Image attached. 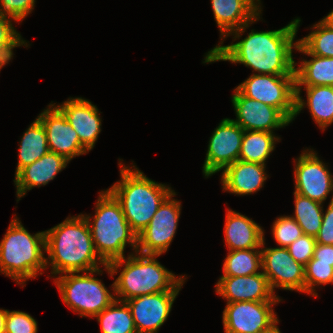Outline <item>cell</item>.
<instances>
[{
    "instance_id": "1",
    "label": "cell",
    "mask_w": 333,
    "mask_h": 333,
    "mask_svg": "<svg viewBox=\"0 0 333 333\" xmlns=\"http://www.w3.org/2000/svg\"><path fill=\"white\" fill-rule=\"evenodd\" d=\"M300 18L287 26L273 31L251 30L244 39L230 45H216L205 55L203 63L230 61L253 69L252 72L267 75H295L297 63L293 60V48Z\"/></svg>"
},
{
    "instance_id": "2",
    "label": "cell",
    "mask_w": 333,
    "mask_h": 333,
    "mask_svg": "<svg viewBox=\"0 0 333 333\" xmlns=\"http://www.w3.org/2000/svg\"><path fill=\"white\" fill-rule=\"evenodd\" d=\"M44 232L45 252L48 254L46 266L51 264L52 275L91 271L99 269L100 264L107 265L95 250L90 227L83 214L67 217Z\"/></svg>"
},
{
    "instance_id": "3",
    "label": "cell",
    "mask_w": 333,
    "mask_h": 333,
    "mask_svg": "<svg viewBox=\"0 0 333 333\" xmlns=\"http://www.w3.org/2000/svg\"><path fill=\"white\" fill-rule=\"evenodd\" d=\"M158 256L160 255L136 252L135 255L129 254L127 259L119 258L104 266L110 276H113L118 273L119 267L124 265V269L111 285L117 300L127 301L157 292L180 291L185 275L179 278L175 276L158 262Z\"/></svg>"
},
{
    "instance_id": "4",
    "label": "cell",
    "mask_w": 333,
    "mask_h": 333,
    "mask_svg": "<svg viewBox=\"0 0 333 333\" xmlns=\"http://www.w3.org/2000/svg\"><path fill=\"white\" fill-rule=\"evenodd\" d=\"M121 180L107 189L120 203L131 230L140 234L150 223L160 204L174 190L146 177L136 166L118 163ZM133 168V169H131Z\"/></svg>"
},
{
    "instance_id": "5",
    "label": "cell",
    "mask_w": 333,
    "mask_h": 333,
    "mask_svg": "<svg viewBox=\"0 0 333 333\" xmlns=\"http://www.w3.org/2000/svg\"><path fill=\"white\" fill-rule=\"evenodd\" d=\"M43 251L45 232L32 235L18 217L13 218L0 242V272L23 285L47 268Z\"/></svg>"
},
{
    "instance_id": "6",
    "label": "cell",
    "mask_w": 333,
    "mask_h": 333,
    "mask_svg": "<svg viewBox=\"0 0 333 333\" xmlns=\"http://www.w3.org/2000/svg\"><path fill=\"white\" fill-rule=\"evenodd\" d=\"M95 216L91 224L90 215H84L88 221L95 250L108 264L123 258L124 249L129 243L137 252V235L131 230L120 203L108 191H101L95 206ZM92 225V226H91Z\"/></svg>"
},
{
    "instance_id": "7",
    "label": "cell",
    "mask_w": 333,
    "mask_h": 333,
    "mask_svg": "<svg viewBox=\"0 0 333 333\" xmlns=\"http://www.w3.org/2000/svg\"><path fill=\"white\" fill-rule=\"evenodd\" d=\"M102 270L65 273L55 278L62 301L81 317H94L116 300L104 283L92 276Z\"/></svg>"
},
{
    "instance_id": "8",
    "label": "cell",
    "mask_w": 333,
    "mask_h": 333,
    "mask_svg": "<svg viewBox=\"0 0 333 333\" xmlns=\"http://www.w3.org/2000/svg\"><path fill=\"white\" fill-rule=\"evenodd\" d=\"M236 88L250 99L277 108L290 122L295 119V75L253 73Z\"/></svg>"
},
{
    "instance_id": "9",
    "label": "cell",
    "mask_w": 333,
    "mask_h": 333,
    "mask_svg": "<svg viewBox=\"0 0 333 333\" xmlns=\"http://www.w3.org/2000/svg\"><path fill=\"white\" fill-rule=\"evenodd\" d=\"M171 192L160 204L147 227L137 235V252L161 255L165 253L176 234L181 213V202Z\"/></svg>"
},
{
    "instance_id": "10",
    "label": "cell",
    "mask_w": 333,
    "mask_h": 333,
    "mask_svg": "<svg viewBox=\"0 0 333 333\" xmlns=\"http://www.w3.org/2000/svg\"><path fill=\"white\" fill-rule=\"evenodd\" d=\"M279 302L238 301L223 311L225 333H262L278 321L273 305Z\"/></svg>"
},
{
    "instance_id": "11",
    "label": "cell",
    "mask_w": 333,
    "mask_h": 333,
    "mask_svg": "<svg viewBox=\"0 0 333 333\" xmlns=\"http://www.w3.org/2000/svg\"><path fill=\"white\" fill-rule=\"evenodd\" d=\"M294 162V192L323 204L328 194L333 192V175L327 165L313 149L304 150Z\"/></svg>"
},
{
    "instance_id": "12",
    "label": "cell",
    "mask_w": 333,
    "mask_h": 333,
    "mask_svg": "<svg viewBox=\"0 0 333 333\" xmlns=\"http://www.w3.org/2000/svg\"><path fill=\"white\" fill-rule=\"evenodd\" d=\"M244 130L230 118L223 119L209 139L203 174L209 177L239 160Z\"/></svg>"
},
{
    "instance_id": "13",
    "label": "cell",
    "mask_w": 333,
    "mask_h": 333,
    "mask_svg": "<svg viewBox=\"0 0 333 333\" xmlns=\"http://www.w3.org/2000/svg\"><path fill=\"white\" fill-rule=\"evenodd\" d=\"M262 242V272L267 277L268 283L274 292V288L295 290L305 293V268L297 262L287 248H264Z\"/></svg>"
},
{
    "instance_id": "14",
    "label": "cell",
    "mask_w": 333,
    "mask_h": 333,
    "mask_svg": "<svg viewBox=\"0 0 333 333\" xmlns=\"http://www.w3.org/2000/svg\"><path fill=\"white\" fill-rule=\"evenodd\" d=\"M232 95V103L237 123L244 131L273 133L291 123L277 108L244 96L237 88Z\"/></svg>"
},
{
    "instance_id": "15",
    "label": "cell",
    "mask_w": 333,
    "mask_h": 333,
    "mask_svg": "<svg viewBox=\"0 0 333 333\" xmlns=\"http://www.w3.org/2000/svg\"><path fill=\"white\" fill-rule=\"evenodd\" d=\"M37 118L46 130L49 151L63 156L69 162L72 158L89 152L54 103H50L48 108L44 109Z\"/></svg>"
},
{
    "instance_id": "16",
    "label": "cell",
    "mask_w": 333,
    "mask_h": 333,
    "mask_svg": "<svg viewBox=\"0 0 333 333\" xmlns=\"http://www.w3.org/2000/svg\"><path fill=\"white\" fill-rule=\"evenodd\" d=\"M214 19L226 38L233 35L234 41L240 38L254 22L260 19V0H211Z\"/></svg>"
},
{
    "instance_id": "17",
    "label": "cell",
    "mask_w": 333,
    "mask_h": 333,
    "mask_svg": "<svg viewBox=\"0 0 333 333\" xmlns=\"http://www.w3.org/2000/svg\"><path fill=\"white\" fill-rule=\"evenodd\" d=\"M179 292H157L125 301L137 333H157L167 320Z\"/></svg>"
},
{
    "instance_id": "18",
    "label": "cell",
    "mask_w": 333,
    "mask_h": 333,
    "mask_svg": "<svg viewBox=\"0 0 333 333\" xmlns=\"http://www.w3.org/2000/svg\"><path fill=\"white\" fill-rule=\"evenodd\" d=\"M218 295L227 300V303L238 301L253 302H280L261 270V273L248 276L220 277L215 285Z\"/></svg>"
},
{
    "instance_id": "19",
    "label": "cell",
    "mask_w": 333,
    "mask_h": 333,
    "mask_svg": "<svg viewBox=\"0 0 333 333\" xmlns=\"http://www.w3.org/2000/svg\"><path fill=\"white\" fill-rule=\"evenodd\" d=\"M56 107L76 131L80 142L92 150L101 132L98 108L82 97L69 98Z\"/></svg>"
},
{
    "instance_id": "20",
    "label": "cell",
    "mask_w": 333,
    "mask_h": 333,
    "mask_svg": "<svg viewBox=\"0 0 333 333\" xmlns=\"http://www.w3.org/2000/svg\"><path fill=\"white\" fill-rule=\"evenodd\" d=\"M69 163L63 156L48 151L40 159L22 168L16 175L17 202L33 187H41L48 184L55 176L66 168Z\"/></svg>"
},
{
    "instance_id": "21",
    "label": "cell",
    "mask_w": 333,
    "mask_h": 333,
    "mask_svg": "<svg viewBox=\"0 0 333 333\" xmlns=\"http://www.w3.org/2000/svg\"><path fill=\"white\" fill-rule=\"evenodd\" d=\"M266 164L235 161L227 166L221 175L223 191L235 195H248L259 191L267 179Z\"/></svg>"
},
{
    "instance_id": "22",
    "label": "cell",
    "mask_w": 333,
    "mask_h": 333,
    "mask_svg": "<svg viewBox=\"0 0 333 333\" xmlns=\"http://www.w3.org/2000/svg\"><path fill=\"white\" fill-rule=\"evenodd\" d=\"M224 225L225 242L229 251L261 248L264 230L255 221L228 209Z\"/></svg>"
},
{
    "instance_id": "23",
    "label": "cell",
    "mask_w": 333,
    "mask_h": 333,
    "mask_svg": "<svg viewBox=\"0 0 333 333\" xmlns=\"http://www.w3.org/2000/svg\"><path fill=\"white\" fill-rule=\"evenodd\" d=\"M300 53L312 57L302 60L298 68H294L296 93L301 92L302 86H333V57H320L310 54L299 42L295 48Z\"/></svg>"
},
{
    "instance_id": "24",
    "label": "cell",
    "mask_w": 333,
    "mask_h": 333,
    "mask_svg": "<svg viewBox=\"0 0 333 333\" xmlns=\"http://www.w3.org/2000/svg\"><path fill=\"white\" fill-rule=\"evenodd\" d=\"M304 90L307 93V102L302 99L301 93H296L294 117L305 106H308L307 108H309L316 124H318L320 129L325 130L333 123V86H305Z\"/></svg>"
},
{
    "instance_id": "25",
    "label": "cell",
    "mask_w": 333,
    "mask_h": 333,
    "mask_svg": "<svg viewBox=\"0 0 333 333\" xmlns=\"http://www.w3.org/2000/svg\"><path fill=\"white\" fill-rule=\"evenodd\" d=\"M19 144V160L15 175L49 151L46 130L38 118L24 132Z\"/></svg>"
},
{
    "instance_id": "26",
    "label": "cell",
    "mask_w": 333,
    "mask_h": 333,
    "mask_svg": "<svg viewBox=\"0 0 333 333\" xmlns=\"http://www.w3.org/2000/svg\"><path fill=\"white\" fill-rule=\"evenodd\" d=\"M279 137L270 132L244 131L239 160L245 162L265 164L275 149Z\"/></svg>"
},
{
    "instance_id": "27",
    "label": "cell",
    "mask_w": 333,
    "mask_h": 333,
    "mask_svg": "<svg viewBox=\"0 0 333 333\" xmlns=\"http://www.w3.org/2000/svg\"><path fill=\"white\" fill-rule=\"evenodd\" d=\"M94 318L100 323L102 333H137L131 311L125 301L116 299Z\"/></svg>"
},
{
    "instance_id": "28",
    "label": "cell",
    "mask_w": 333,
    "mask_h": 333,
    "mask_svg": "<svg viewBox=\"0 0 333 333\" xmlns=\"http://www.w3.org/2000/svg\"><path fill=\"white\" fill-rule=\"evenodd\" d=\"M224 260L221 277H238L261 273L259 271L260 268L262 269L261 248L229 251Z\"/></svg>"
},
{
    "instance_id": "29",
    "label": "cell",
    "mask_w": 333,
    "mask_h": 333,
    "mask_svg": "<svg viewBox=\"0 0 333 333\" xmlns=\"http://www.w3.org/2000/svg\"><path fill=\"white\" fill-rule=\"evenodd\" d=\"M295 214L291 216L303 230V233L316 237L319 233L323 219V206L321 203L301 196L294 192Z\"/></svg>"
},
{
    "instance_id": "30",
    "label": "cell",
    "mask_w": 333,
    "mask_h": 333,
    "mask_svg": "<svg viewBox=\"0 0 333 333\" xmlns=\"http://www.w3.org/2000/svg\"><path fill=\"white\" fill-rule=\"evenodd\" d=\"M309 35L298 42L310 53L320 57H333V30L322 21L314 24Z\"/></svg>"
},
{
    "instance_id": "31",
    "label": "cell",
    "mask_w": 333,
    "mask_h": 333,
    "mask_svg": "<svg viewBox=\"0 0 333 333\" xmlns=\"http://www.w3.org/2000/svg\"><path fill=\"white\" fill-rule=\"evenodd\" d=\"M305 268V293L317 297L315 286L333 283V263L318 262L311 258Z\"/></svg>"
},
{
    "instance_id": "32",
    "label": "cell",
    "mask_w": 333,
    "mask_h": 333,
    "mask_svg": "<svg viewBox=\"0 0 333 333\" xmlns=\"http://www.w3.org/2000/svg\"><path fill=\"white\" fill-rule=\"evenodd\" d=\"M12 17L0 14V60L8 64L13 57V48L26 46V40L12 26Z\"/></svg>"
},
{
    "instance_id": "33",
    "label": "cell",
    "mask_w": 333,
    "mask_h": 333,
    "mask_svg": "<svg viewBox=\"0 0 333 333\" xmlns=\"http://www.w3.org/2000/svg\"><path fill=\"white\" fill-rule=\"evenodd\" d=\"M272 233L275 241L281 247H288L300 236H302L303 230L298 223L291 216H280L272 225Z\"/></svg>"
},
{
    "instance_id": "34",
    "label": "cell",
    "mask_w": 333,
    "mask_h": 333,
    "mask_svg": "<svg viewBox=\"0 0 333 333\" xmlns=\"http://www.w3.org/2000/svg\"><path fill=\"white\" fill-rule=\"evenodd\" d=\"M37 322L28 313L7 310L5 333H37Z\"/></svg>"
},
{
    "instance_id": "35",
    "label": "cell",
    "mask_w": 333,
    "mask_h": 333,
    "mask_svg": "<svg viewBox=\"0 0 333 333\" xmlns=\"http://www.w3.org/2000/svg\"><path fill=\"white\" fill-rule=\"evenodd\" d=\"M315 245V237L303 234L286 248L297 262L305 266L313 258Z\"/></svg>"
},
{
    "instance_id": "36",
    "label": "cell",
    "mask_w": 333,
    "mask_h": 333,
    "mask_svg": "<svg viewBox=\"0 0 333 333\" xmlns=\"http://www.w3.org/2000/svg\"><path fill=\"white\" fill-rule=\"evenodd\" d=\"M35 0H0V14L22 20L34 9Z\"/></svg>"
},
{
    "instance_id": "37",
    "label": "cell",
    "mask_w": 333,
    "mask_h": 333,
    "mask_svg": "<svg viewBox=\"0 0 333 333\" xmlns=\"http://www.w3.org/2000/svg\"><path fill=\"white\" fill-rule=\"evenodd\" d=\"M315 239L316 243L333 245V198H331L326 212H323L322 225Z\"/></svg>"
},
{
    "instance_id": "38",
    "label": "cell",
    "mask_w": 333,
    "mask_h": 333,
    "mask_svg": "<svg viewBox=\"0 0 333 333\" xmlns=\"http://www.w3.org/2000/svg\"><path fill=\"white\" fill-rule=\"evenodd\" d=\"M313 258L318 262L333 263V245L316 243Z\"/></svg>"
},
{
    "instance_id": "39",
    "label": "cell",
    "mask_w": 333,
    "mask_h": 333,
    "mask_svg": "<svg viewBox=\"0 0 333 333\" xmlns=\"http://www.w3.org/2000/svg\"><path fill=\"white\" fill-rule=\"evenodd\" d=\"M7 310L0 309V333H5V321Z\"/></svg>"
},
{
    "instance_id": "40",
    "label": "cell",
    "mask_w": 333,
    "mask_h": 333,
    "mask_svg": "<svg viewBox=\"0 0 333 333\" xmlns=\"http://www.w3.org/2000/svg\"><path fill=\"white\" fill-rule=\"evenodd\" d=\"M325 25L333 30V10L321 20Z\"/></svg>"
},
{
    "instance_id": "41",
    "label": "cell",
    "mask_w": 333,
    "mask_h": 333,
    "mask_svg": "<svg viewBox=\"0 0 333 333\" xmlns=\"http://www.w3.org/2000/svg\"><path fill=\"white\" fill-rule=\"evenodd\" d=\"M279 323V320L273 324L268 330L262 332V333H281L277 324Z\"/></svg>"
},
{
    "instance_id": "42",
    "label": "cell",
    "mask_w": 333,
    "mask_h": 333,
    "mask_svg": "<svg viewBox=\"0 0 333 333\" xmlns=\"http://www.w3.org/2000/svg\"><path fill=\"white\" fill-rule=\"evenodd\" d=\"M6 64L2 61V60H0V69L3 67V66H5Z\"/></svg>"
}]
</instances>
